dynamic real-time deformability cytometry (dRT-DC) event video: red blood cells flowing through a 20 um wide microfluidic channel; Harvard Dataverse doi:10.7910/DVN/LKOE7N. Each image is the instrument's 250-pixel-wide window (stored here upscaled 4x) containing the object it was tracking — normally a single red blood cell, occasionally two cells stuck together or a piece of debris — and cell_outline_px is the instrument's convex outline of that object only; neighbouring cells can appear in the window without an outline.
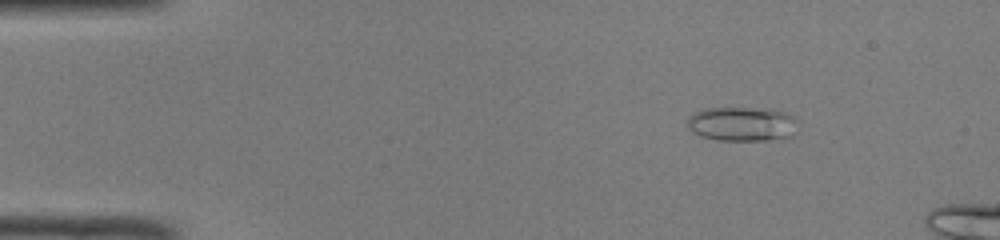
{"species": "common noctule bat (a hibernating species)", "species_latin": "Nyctalus noctula", "temperature_condition": "room temperature", "stored_images_in_passage": 45, "camera_frame_rate_fps": 3000, "um_per_image_px": 0.085, "animal": {"sex": "male", "body_mass_g": 19.0, "forearm_length_mm": 50.8}, "frame": {"image": 1, "passage_image": 4, "time_ms": 1.0, "image_size_px": [1000, 240], "cell_outline_px": [[800, 120], [792, 136], [768, 140], [716, 140], [700, 136], [692, 132], [688, 128], [688, 116], [704, 108], [772, 108], [784, 112]], "centroid_in_image_um": [63.1, 10.53], "position_along_channel_um": 21.9, "area_um2": 22.43}}
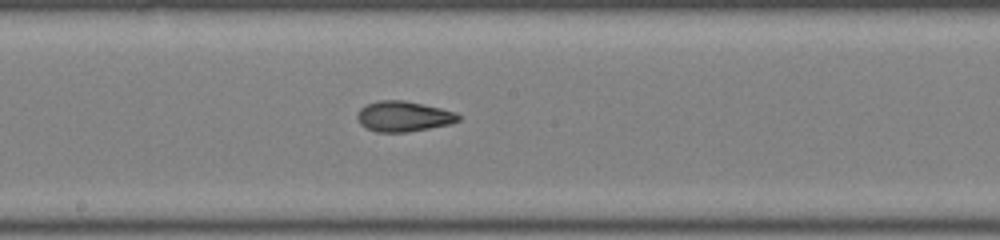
{"frame": {"image": 2, "passage_image": 24, "time_ms": 7.667, "image_size_px": [1000, 240], "cell_outline_px": [[460, 120], [452, 124], [408, 132], [376, 132], [360, 124], [356, 116], [360, 108], [368, 104], [380, 100], [404, 100], [440, 108], [456, 112], [460, 116]], "centroid_in_image_um": [34.32, 9.9], "position_along_channel_um": 213.9, "area_um2": 17.92}}
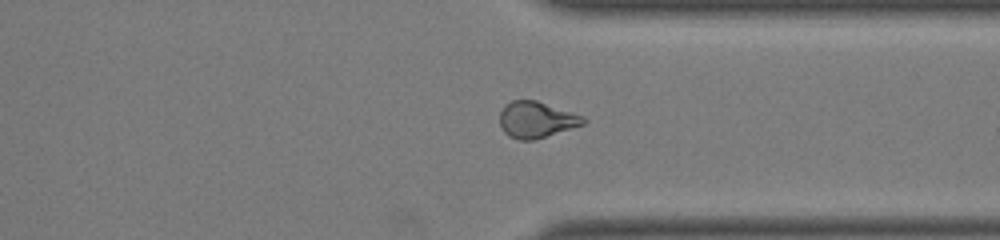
{"frame": {"image": 3, "passage_image": 35, "time_ms": 11.333, "image_size_px": [1000, 240], "cell_outline_px": [[588, 120], [584, 124], [532, 140], [520, 140], [508, 136], [504, 132], [500, 124], [500, 112], [504, 104], [512, 100], [536, 100], [584, 116]], "centroid_in_image_um": [45.57, 10.16], "position_along_channel_um": 365.8, "area_um2": 17.57}}